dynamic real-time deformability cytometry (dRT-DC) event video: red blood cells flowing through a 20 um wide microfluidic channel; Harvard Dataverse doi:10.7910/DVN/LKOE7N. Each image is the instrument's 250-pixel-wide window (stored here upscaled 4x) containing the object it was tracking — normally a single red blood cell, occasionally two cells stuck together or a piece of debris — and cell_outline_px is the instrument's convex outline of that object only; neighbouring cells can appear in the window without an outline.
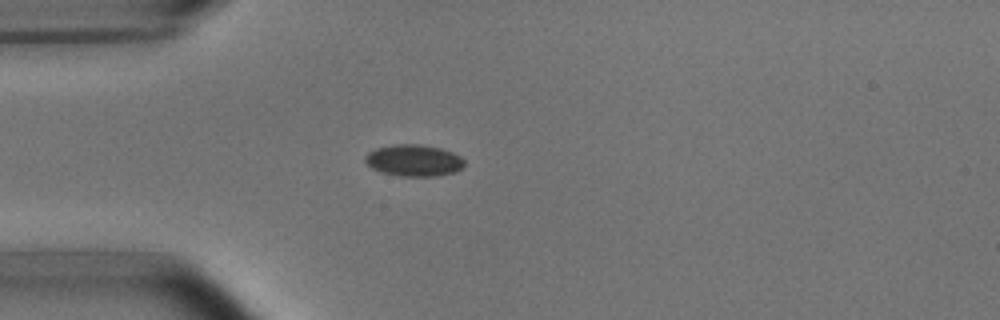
{"species": "common noctule bat (a hibernating species)", "species_latin": "Nyctalus noctula", "temperature_condition": "room temperature", "stored_images_in_passage": 4, "camera_frame_rate_fps": 3000, "um_per_image_px": 0.085, "animal": {"sex": "male", "body_mass_g": 15.6}, "frame": {"image": 1, "passage_image": 3, "time_ms": 2.333, "image_size_px": [1000, 320], "cell_outline_px": [[464, 164], [456, 172], [436, 176], [400, 176], [380, 172], [372, 168], [364, 160], [364, 156], [368, 152], [376, 148], [392, 144], [416, 144], [440, 148], [452, 152], [460, 156], [464, 160]], "centroid_in_image_um": [35.15, 13.64], "position_along_channel_um": 49.9, "area_um2": 18.32}}